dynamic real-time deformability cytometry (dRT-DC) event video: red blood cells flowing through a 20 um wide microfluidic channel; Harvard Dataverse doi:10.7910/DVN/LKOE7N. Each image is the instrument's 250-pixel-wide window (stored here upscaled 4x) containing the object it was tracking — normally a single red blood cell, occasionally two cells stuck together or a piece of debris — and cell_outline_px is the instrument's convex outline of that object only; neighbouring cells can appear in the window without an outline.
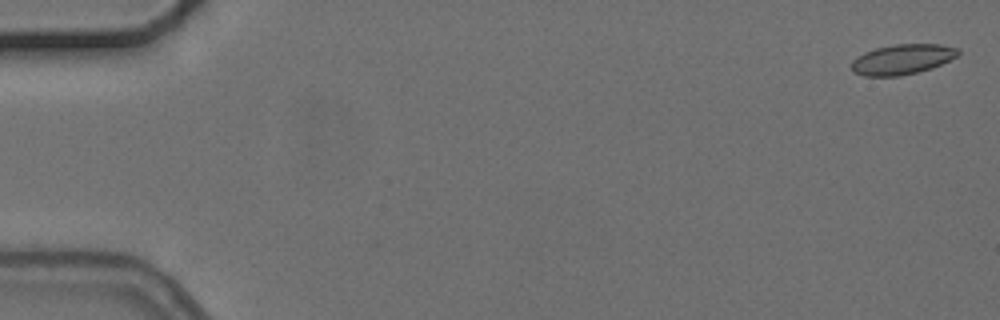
{"species": "common noctule bat (a hibernating species)", "species_latin": "Nyctalus noctula", "temperature_condition": "cold", "stored_images_in_passage": 6, "camera_frame_rate_fps": 3000, "um_per_image_px": 0.085, "animal": {"sex": "female", "body_mass_g": 24.6, "forearm_length_mm": 56.2}, "frame": {"image": 1, "passage_image": 1, "time_ms": 0.0, "image_size_px": [1000, 320], "cell_outline_px": [[960, 52], [956, 56], [932, 68], [900, 76], [864, 76], [852, 72], [852, 60], [856, 56], [864, 52], [876, 48], [896, 44], [940, 44], [960, 48]], "centroid_in_image_um": [76.67, 5.04], "position_along_channel_um": 8.3, "area_um2": 18.73}}
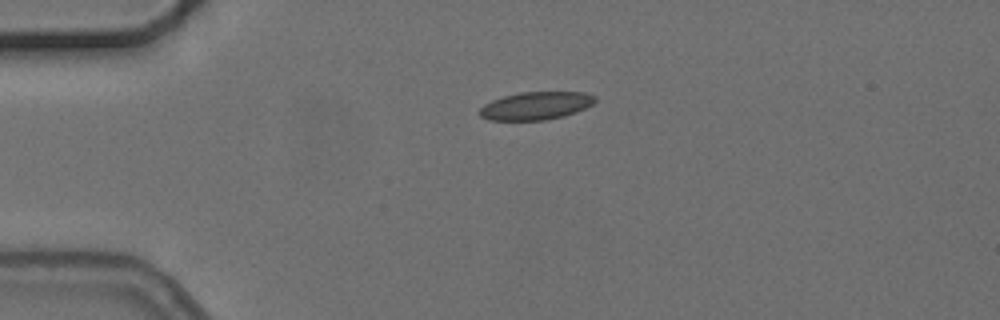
{"frame": {"image": 2, "passage_image": 4, "time_ms": 4.0, "image_size_px": [1000, 320], "cell_outline_px": [[596, 100], [592, 104], [576, 112], [564, 116], [544, 120], [488, 120], [480, 116], [480, 108], [484, 104], [492, 100], [504, 96], [520, 92], [584, 92], [596, 96]], "centroid_in_image_um": [45.55, 8.99], "position_along_channel_um": 39.5, "area_um2": 18.73}}
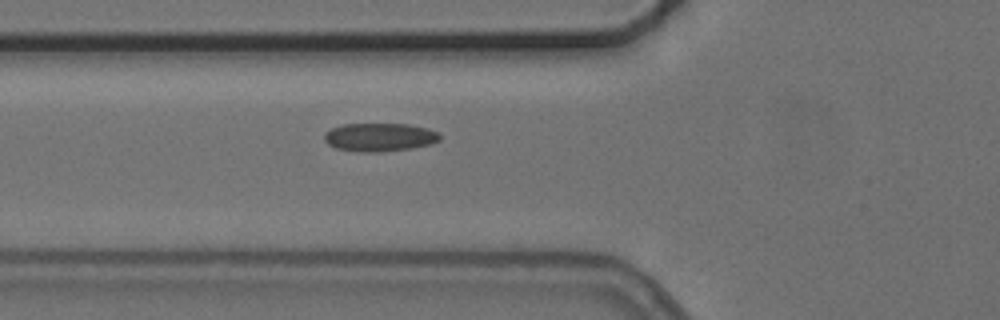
{"frame": {"image": 3, "passage_image": 6, "time_ms": 6.333, "image_size_px": [1000, 320], "cell_outline_px": [[440, 140], [432, 144], [412, 148], [376, 152], [360, 152], [336, 148], [328, 144], [324, 140], [324, 132], [332, 128], [344, 124], [408, 124], [428, 128], [440, 132]], "centroid_in_image_um": [32.29, 11.66], "position_along_channel_um": 93.5, "area_um2": 19.19}}